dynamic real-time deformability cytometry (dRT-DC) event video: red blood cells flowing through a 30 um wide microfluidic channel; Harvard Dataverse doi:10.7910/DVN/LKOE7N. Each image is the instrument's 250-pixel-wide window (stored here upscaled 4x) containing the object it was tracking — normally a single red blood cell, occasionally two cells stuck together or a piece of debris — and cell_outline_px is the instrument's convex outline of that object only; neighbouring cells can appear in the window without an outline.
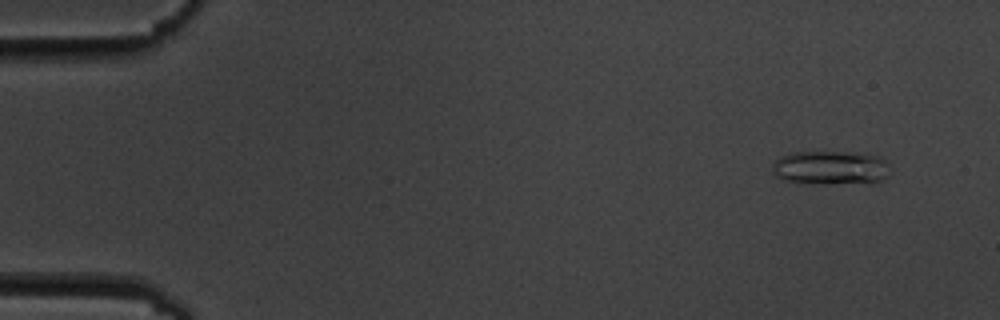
{"species": "common noctule bat (a hibernating species)", "species_latin": "Nyctalus noctula", "temperature_condition": "cold", "stored_images_in_passage": 6, "camera_frame_rate_fps": 3000, "um_per_image_px": 0.085, "animal": {"sex": "male", "body_mass_g": 19.5, "forearm_length_mm": 54.6}, "frame": {"image": 1, "passage_image": 2, "time_ms": 1.0, "image_size_px": [1000, 320], "cell_outline_px": [[888, 176], [880, 180], [824, 184], [784, 180], [776, 176], [772, 172], [772, 160], [780, 156], [792, 152], [844, 152], [880, 156], [884, 160]], "centroid_in_image_um": [70.48, 14.23], "position_along_channel_um": 14.5, "area_um2": 22.77}}
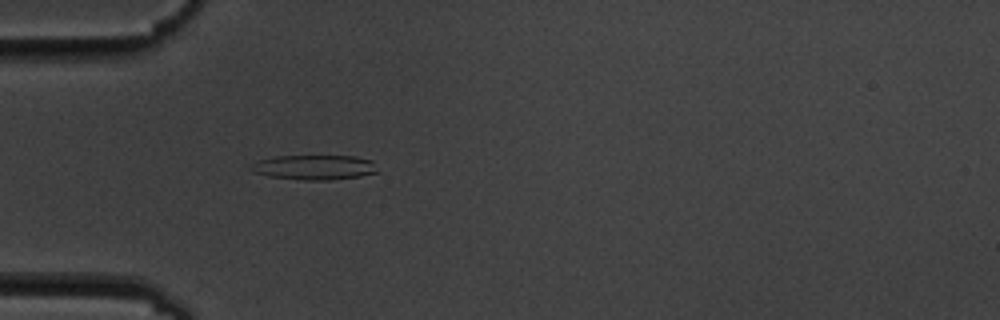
{"frame": {"image": 2, "passage_image": 6, "time_ms": 5.333, "image_size_px": [1000, 320], "cell_outline_px": [[380, 172], [360, 176], [328, 180], [304, 180], [268, 176], [252, 172], [248, 168], [252, 164], [260, 160], [276, 156], [356, 156], [372, 160]], "centroid_in_image_um": [26.74, 14.22], "position_along_channel_um": 58.3, "area_um2": 18.38}}